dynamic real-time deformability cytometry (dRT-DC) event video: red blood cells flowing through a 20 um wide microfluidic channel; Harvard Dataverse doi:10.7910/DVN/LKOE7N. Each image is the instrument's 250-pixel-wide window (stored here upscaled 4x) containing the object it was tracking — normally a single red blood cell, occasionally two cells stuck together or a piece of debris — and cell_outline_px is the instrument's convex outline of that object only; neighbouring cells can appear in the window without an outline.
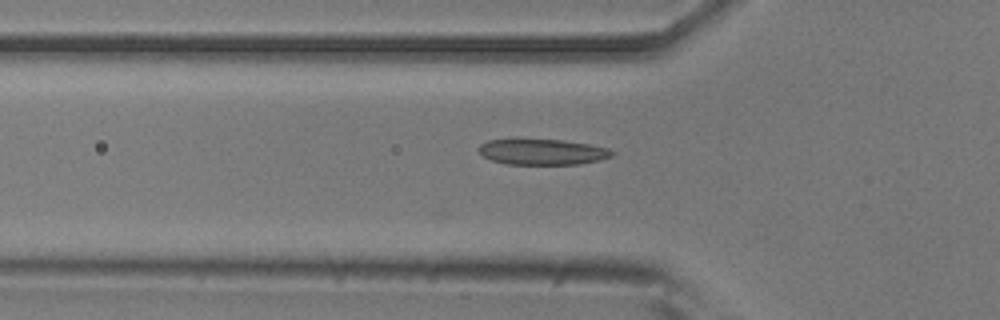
{"species": "common noctule bat (a hibernating species)", "species_latin": "Nyctalus noctula", "temperature_condition": "room temperature", "stored_images_in_passage": 29, "camera_frame_rate_fps": 3000, "um_per_image_px": 0.085, "animal": {"sex": "male", "body_mass_g": 20.5, "forearm_length_mm": 52.5}, "frame": {"image": 1, "passage_image": 2, "time_ms": 0.333, "image_size_px": [1000, 320], "cell_outline_px": [[616, 152], [612, 156], [600, 160], [580, 164], [508, 164], [492, 160], [484, 156], [476, 148], [480, 144], [488, 140], [564, 140], [588, 144], [608, 148]], "centroid_in_image_um": [46.13, 12.92], "position_along_channel_um": 79.7, "area_um2": 19.83}}
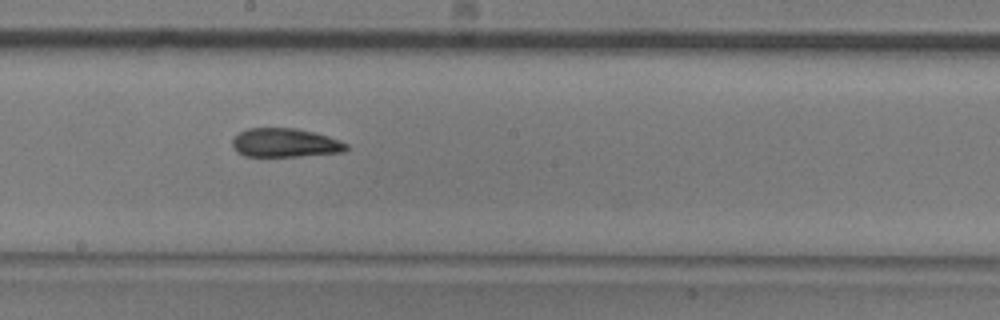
{"frame": {"image": 2, "passage_image": 13, "time_ms": 4.0, "image_size_px": [1000, 320], "cell_outline_px": [[348, 148], [344, 152], [300, 156], [244, 156], [236, 152], [232, 144], [232, 136], [248, 128], [296, 128], [328, 136], [348, 144]], "centroid_in_image_um": [24.2, 12.14], "position_along_channel_um": 224.0, "area_um2": 19.19}}
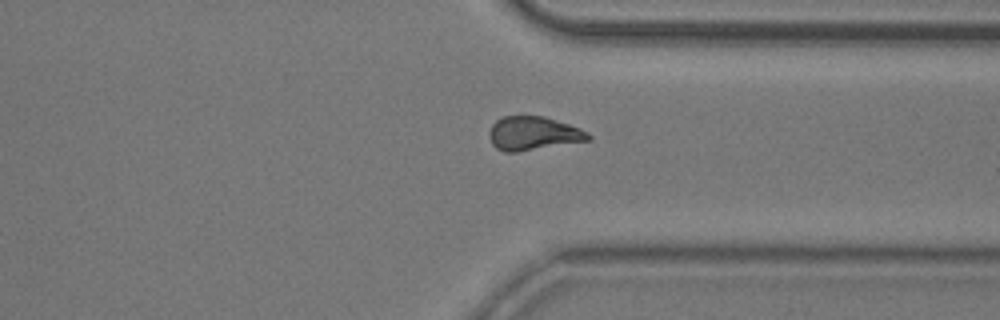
{"frame": {"image": 3, "passage_image": 24, "time_ms": 7.667, "image_size_px": [1000, 320], "cell_outline_px": [[592, 140], [516, 152], [504, 152], [496, 148], [492, 144], [488, 136], [488, 132], [492, 124], [496, 120], [504, 116], [544, 116], [580, 128], [588, 132], [592, 136]], "centroid_in_image_um": [45.32, 11.34], "position_along_channel_um": 366.1, "area_um2": 19.59}}